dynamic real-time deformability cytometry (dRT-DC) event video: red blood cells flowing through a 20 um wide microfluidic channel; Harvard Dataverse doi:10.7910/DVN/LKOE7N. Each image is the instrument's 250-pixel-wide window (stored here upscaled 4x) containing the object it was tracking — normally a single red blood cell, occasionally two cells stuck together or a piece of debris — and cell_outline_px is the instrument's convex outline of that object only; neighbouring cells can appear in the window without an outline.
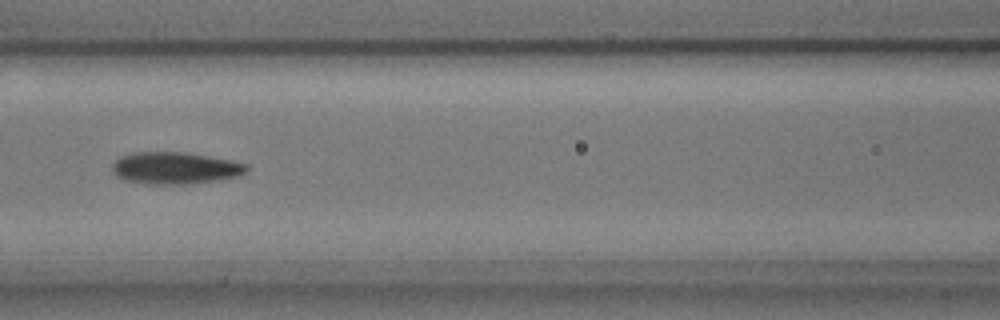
{"species": "common noctule bat (a hibernating species)", "species_latin": "Nyctalus noctula", "temperature_condition": "cold", "stored_images_in_passage": 6, "camera_frame_rate_fps": 3000, "um_per_image_px": 0.085, "animal": {"sex": "male", "body_mass_g": 17.9, "forearm_length_mm": 54.2}, "frame": {"image": 1, "passage_image": 5, "time_ms": 1.333, "image_size_px": [1000, 320], "cell_outline_px": [[248, 172], [236, 176], [220, 180], [192, 184], [148, 184], [124, 180], [116, 176], [112, 168], [112, 164], [120, 156], [132, 152], [184, 152], [232, 160], [248, 164]], "centroid_in_image_um": [14.9, 14.29], "position_along_channel_um": 151.7, "area_um2": 25.26}}
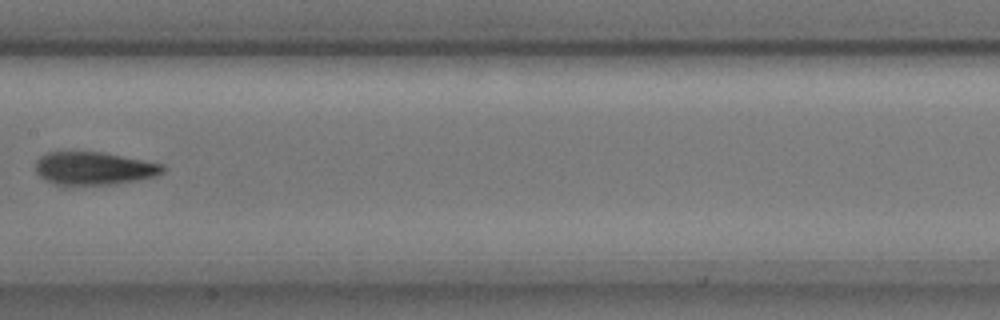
{"frame": {"image": 2, "passage_image": 6, "time_ms": 1.667, "image_size_px": [1000, 320], "cell_outline_px": [[168, 168], [164, 172], [156, 176], [136, 180], [108, 184], [64, 188], [52, 184], [44, 180], [36, 172], [36, 160], [40, 156], [48, 152], [104, 152], [164, 164]], "centroid_in_image_um": [7.95, 14.34], "position_along_channel_um": 199.4, "area_um2": 25.2}}